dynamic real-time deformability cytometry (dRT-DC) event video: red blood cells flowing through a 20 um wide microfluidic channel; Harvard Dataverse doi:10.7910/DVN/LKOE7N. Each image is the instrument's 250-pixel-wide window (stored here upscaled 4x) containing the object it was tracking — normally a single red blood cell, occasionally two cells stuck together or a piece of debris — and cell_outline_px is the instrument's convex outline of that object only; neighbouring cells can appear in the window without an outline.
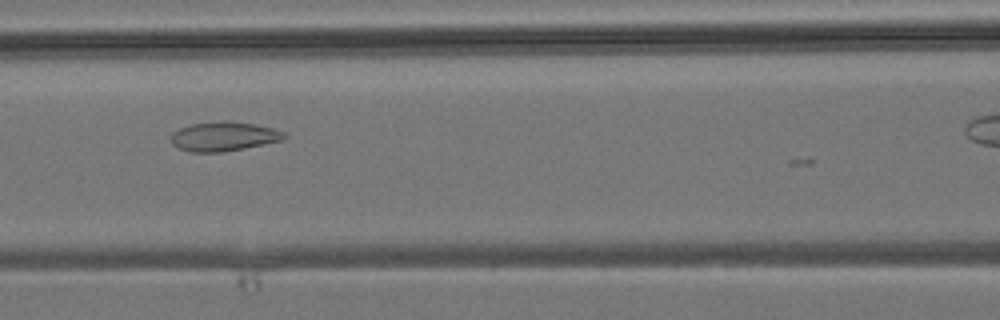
{"species": "common noctule bat (a hibernating species)", "species_latin": "Nyctalus noctula", "temperature_condition": "room temperature", "stored_images_in_passage": 8, "segment_of_instrument_passage": [1, 2], "camera_frame_rate_fps": 3000, "um_per_image_px": 0.085, "animal": {"sex": "male", "body_mass_g": 19.2, "forearm_length_mm": 51.8}, "frame": {"image": 1, "passage_image": 7, "time_ms": 8.667, "image_size_px": [1000, 320], "cell_outline_px": [[288, 136], [284, 140], [244, 148], [220, 152], [188, 152], [176, 148], [172, 144], [172, 132], [180, 128], [192, 124], [224, 120], [252, 124], [272, 128], [284, 132]], "centroid_in_image_um": [19.0, 11.6], "position_along_channel_um": 147.6, "area_um2": 19.31}}